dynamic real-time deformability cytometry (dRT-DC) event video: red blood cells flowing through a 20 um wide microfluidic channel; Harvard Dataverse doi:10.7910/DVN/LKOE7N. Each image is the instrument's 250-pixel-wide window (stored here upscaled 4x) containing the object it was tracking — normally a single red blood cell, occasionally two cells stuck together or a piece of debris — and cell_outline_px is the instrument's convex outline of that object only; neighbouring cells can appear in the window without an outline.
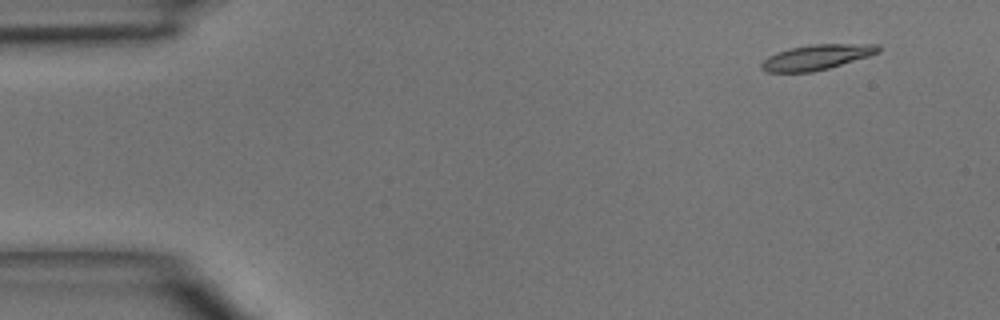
{"species": "common noctule bat (a hibernating species)", "species_latin": "Nyctalus noctula", "temperature_condition": "room temperature", "stored_images_in_passage": 3, "camera_frame_rate_fps": 3000, "um_per_image_px": 0.085, "animal": {"sex": "male", "body_mass_g": 15.6}, "frame": {"image": 1, "passage_image": 1, "time_ms": 0.0, "image_size_px": [1000, 320], "cell_outline_px": [[880, 52], [868, 56], [828, 68], [812, 72], [768, 72], [760, 68], [760, 64], [768, 56], [776, 52], [788, 48], [812, 44], [880, 44]], "centroid_in_image_um": [69.39, 4.85], "position_along_channel_um": 15.6, "area_um2": 17.11}}
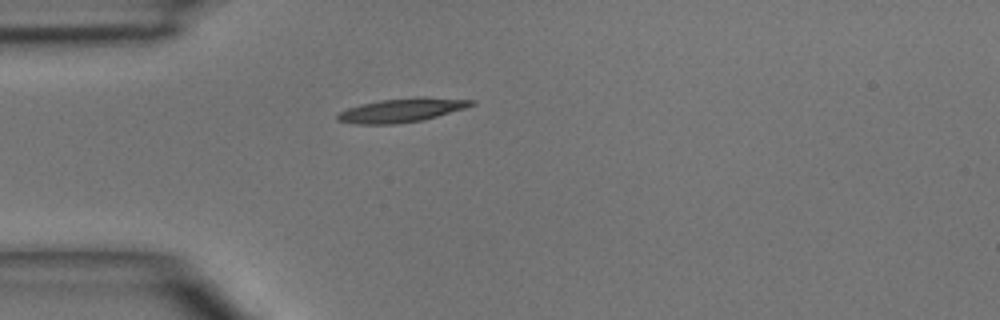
{"frame": {"image": 2, "passage_image": 3, "time_ms": 3.0, "image_size_px": [1000, 320], "cell_outline_px": [[476, 104], [464, 108], [436, 116], [420, 120], [392, 124], [356, 124], [336, 120], [336, 116], [340, 112], [348, 108], [380, 100], [420, 96], [476, 100]], "centroid_in_image_um": [34.16, 9.35], "position_along_channel_um": 50.8, "area_um2": 18.38}}